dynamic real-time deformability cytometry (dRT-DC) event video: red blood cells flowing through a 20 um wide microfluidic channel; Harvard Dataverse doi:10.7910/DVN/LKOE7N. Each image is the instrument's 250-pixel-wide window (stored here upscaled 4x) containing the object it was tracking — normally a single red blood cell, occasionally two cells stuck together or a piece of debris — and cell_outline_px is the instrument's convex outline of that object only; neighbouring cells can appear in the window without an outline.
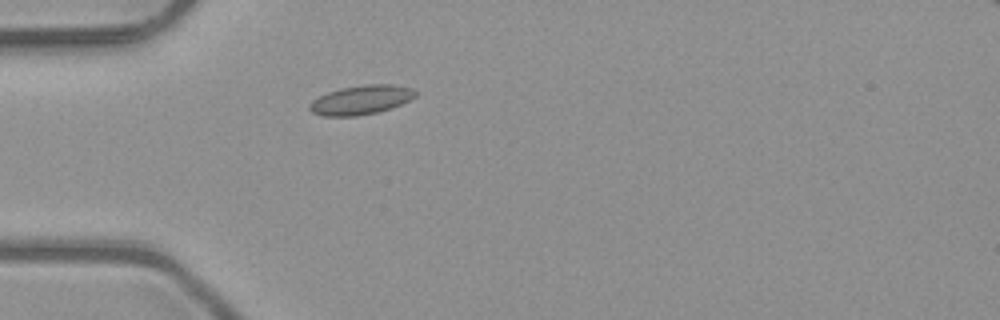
{"species": "common noctule bat (a hibernating species)", "species_latin": "Nyctalus noctula", "temperature_condition": "room temperature", "stored_images_in_passage": 3, "camera_frame_rate_fps": 3000, "um_per_image_px": 0.085, "animal": {"sex": "male", "body_mass_g": 23.1, "forearm_length_mm": 52.7}, "frame": {"image": 1, "passage_image": 3, "time_ms": 0.667, "image_size_px": [1000, 320], "cell_outline_px": [[416, 96], [400, 104], [376, 112], [356, 116], [324, 116], [312, 112], [308, 108], [308, 104], [312, 100], [328, 92], [340, 88], [368, 84], [392, 84], [412, 88], [416, 92]], "centroid_in_image_um": [30.65, 8.48], "position_along_channel_um": 54.4, "area_um2": 17.8}}